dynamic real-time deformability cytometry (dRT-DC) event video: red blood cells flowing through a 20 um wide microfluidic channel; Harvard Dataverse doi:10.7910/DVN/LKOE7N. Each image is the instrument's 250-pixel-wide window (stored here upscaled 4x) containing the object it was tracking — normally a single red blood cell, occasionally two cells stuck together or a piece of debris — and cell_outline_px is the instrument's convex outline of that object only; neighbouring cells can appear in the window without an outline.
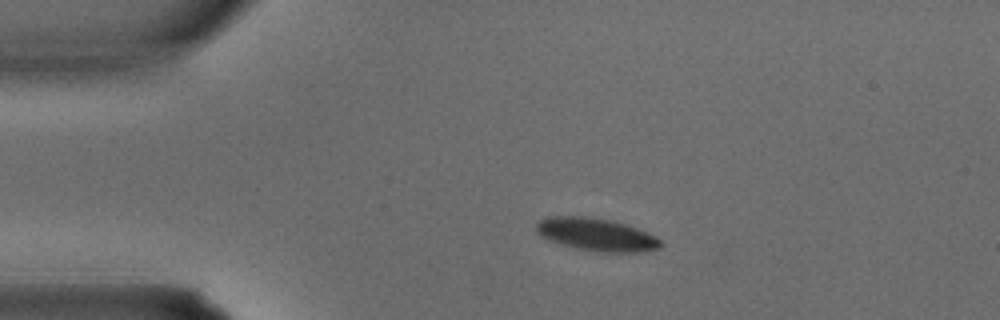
{"species": "common noctule bat (a hibernating species)", "species_latin": "Nyctalus noctula", "temperature_condition": "warm", "stored_images_in_passage": 2, "camera_frame_rate_fps": 3000, "um_per_image_px": 0.085, "animal": {"sex": "male", "body_mass_g": 15.6}, "frame": {"image": 1, "passage_image": 1, "time_ms": 0.0, "image_size_px": [1000, 320], "cell_outline_px": [[664, 244], [660, 248], [644, 252], [600, 252], [576, 248], [548, 240], [540, 236], [536, 232], [536, 224], [540, 220], [548, 216], [584, 216], [608, 220], [624, 224], [648, 232], [660, 240]], "centroid_in_image_um": [50.69, 19.94], "position_along_channel_um": 34.3, "area_um2": 23.7}}
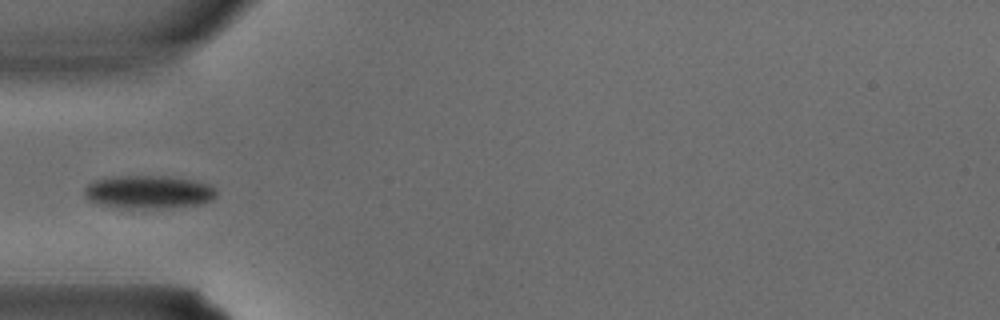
{"frame": {"image": 2, "passage_image": 2, "time_ms": 0.333, "image_size_px": [1000, 320], "cell_outline_px": [[216, 196], [212, 200], [200, 204], [160, 208], [128, 208], [96, 204], [88, 200], [84, 192], [84, 188], [88, 184], [96, 180], [120, 176], [168, 176], [196, 180], [208, 184], [216, 188]], "centroid_in_image_um": [12.65, 16.32], "position_along_channel_um": 72.4, "area_um2": 25.49}}